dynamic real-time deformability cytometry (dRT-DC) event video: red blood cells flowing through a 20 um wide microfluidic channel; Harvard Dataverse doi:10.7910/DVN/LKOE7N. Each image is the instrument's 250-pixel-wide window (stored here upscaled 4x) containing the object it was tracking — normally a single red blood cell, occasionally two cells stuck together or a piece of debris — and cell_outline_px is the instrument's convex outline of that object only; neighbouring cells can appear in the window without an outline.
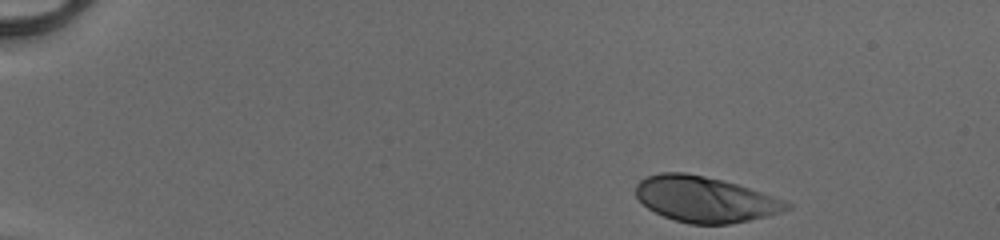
{"species": "human", "species_latin": "Homo sapiens", "temperature_condition": "cold", "stored_images_in_passage": 38, "camera_frame_rate_fps": 3000, "um_per_image_px": 0.085, "donor": {"sex": "male"}, "frame": {"image": 1, "passage_image": 1, "time_ms": 0.0, "image_size_px": [1000, 240], "cell_outline_px": [[792, 208], [780, 212], [748, 220], [728, 224], [688, 224], [664, 216], [648, 208], [636, 196], [636, 184], [640, 180], [648, 176], [660, 172], [684, 172], [724, 180], [784, 200], [792, 204]], "centroid_in_image_um": [59.91, 16.93], "position_along_channel_um": 25.1, "area_um2": 39.77}}
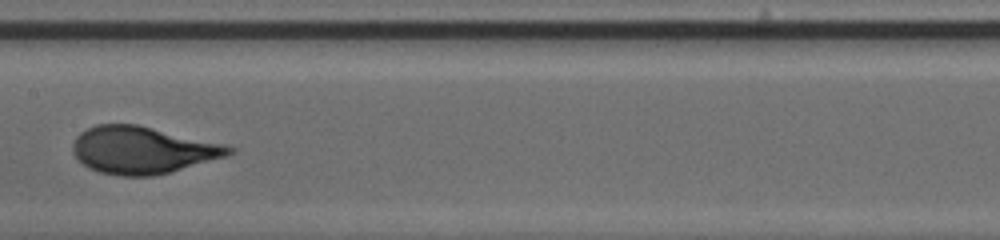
{"frame": {"image": 2, "passage_image": 22, "time_ms": 7.0, "image_size_px": [1000, 240], "cell_outline_px": [[236, 152], [224, 156], [168, 172], [152, 176], [120, 176], [100, 172], [88, 168], [72, 152], [72, 144], [76, 136], [80, 132], [96, 124], [136, 124], [228, 144], [236, 148]], "centroid_in_image_um": [12.11, 12.74], "position_along_channel_um": 195.3, "area_um2": 42.83}}
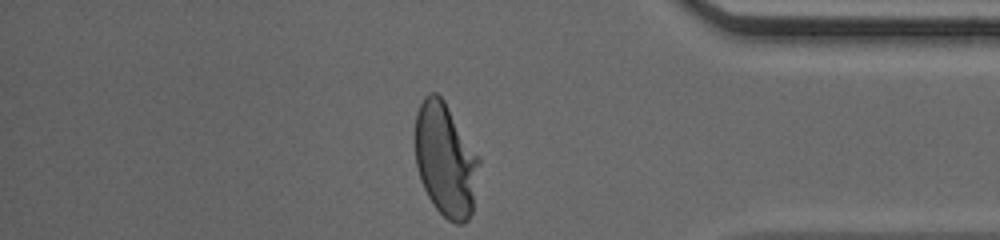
{"frame": {"image": 3, "passage_image": 38, "time_ms": 12.333, "image_size_px": [1000, 240], "cell_outline_px": [[480, 164], [472, 212], [468, 220], [464, 224], [456, 224], [448, 220], [436, 208], [428, 196], [420, 180], [416, 164], [416, 112], [424, 96], [432, 92], [436, 92], [444, 100], [480, 156]], "centroid_in_image_um": [37.89, 13.59], "position_along_channel_um": 397.3, "area_um2": 42.43}, "authors_computed_cell_mechanics": {"area_um2": 41.9339, "velocity_mm_per_s": 4.1061, "shape_relaxation_time_tau1_ms": 3.4811, "shape_relaxation_time_tau2_ms": null, "deformation_change_tau1": 0.2004, "deformation_change_tau2": null}}